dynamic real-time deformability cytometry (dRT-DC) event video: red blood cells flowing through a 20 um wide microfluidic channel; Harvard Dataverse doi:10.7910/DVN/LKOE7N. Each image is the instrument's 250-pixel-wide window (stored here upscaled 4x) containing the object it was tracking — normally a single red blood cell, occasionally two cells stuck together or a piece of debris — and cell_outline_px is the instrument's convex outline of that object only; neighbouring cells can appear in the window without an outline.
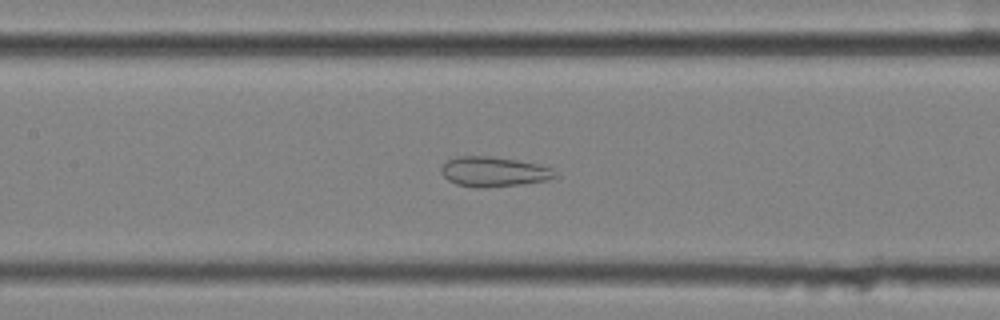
{"species": "common noctule bat (a hibernating species)", "species_latin": "Nyctalus noctula", "temperature_condition": "cold", "stored_images_in_passage": 56, "segment_of_instrument_passage": [2, 2], "camera_frame_rate_fps": 3000, "um_per_image_px": 0.085, "animal": {"sex": "female", "body_mass_g": 25.1}, "frame": {"image": 1, "passage_image": 27, "time_ms": 8.667, "image_size_px": [1000, 320], "cell_outline_px": [[556, 176], [544, 180], [524, 184], [484, 188], [476, 188], [456, 184], [448, 180], [440, 172], [440, 168], [448, 160], [456, 156], [492, 156], [516, 160], [536, 164], [552, 168]], "centroid_in_image_um": [41.91, 14.6], "position_along_channel_um": 165.5, "area_um2": 19.77}}
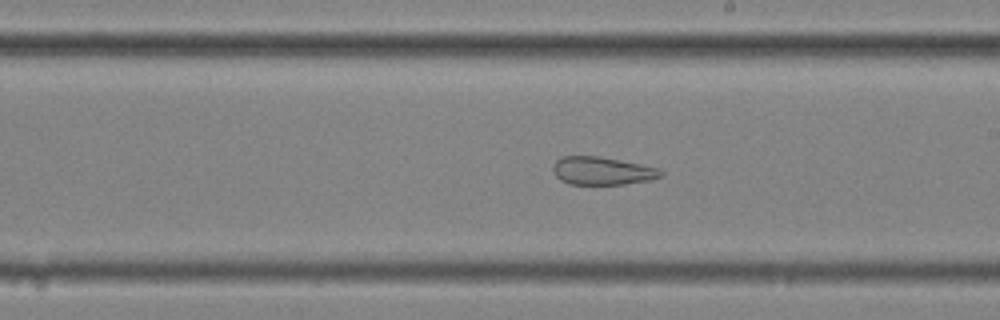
{"frame": {"image": 2, "passage_image": 33, "time_ms": 10.667, "image_size_px": [1000, 320], "cell_outline_px": [[664, 176], [648, 180], [624, 184], [568, 184], [560, 180], [552, 172], [552, 164], [556, 160], [564, 156], [600, 156], [660, 168], [664, 172]], "centroid_in_image_um": [51.17, 14.52], "position_along_channel_um": 237.8, "area_um2": 17.74}}
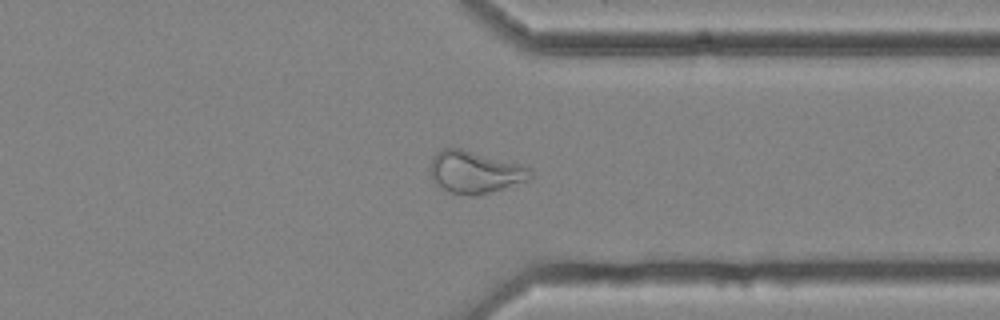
{"frame": {"image": 3, "passage_image": 44, "time_ms": 14.333, "image_size_px": [1000, 320], "cell_outline_px": [[532, 176], [528, 180], [488, 192], [472, 196], [468, 196], [452, 192], [436, 184], [432, 180], [432, 156], [436, 152], [444, 148], [460, 148], [520, 164], [532, 168]], "centroid_in_image_um": [40.38, 14.61], "position_along_channel_um": 371.0, "area_um2": 24.16}}